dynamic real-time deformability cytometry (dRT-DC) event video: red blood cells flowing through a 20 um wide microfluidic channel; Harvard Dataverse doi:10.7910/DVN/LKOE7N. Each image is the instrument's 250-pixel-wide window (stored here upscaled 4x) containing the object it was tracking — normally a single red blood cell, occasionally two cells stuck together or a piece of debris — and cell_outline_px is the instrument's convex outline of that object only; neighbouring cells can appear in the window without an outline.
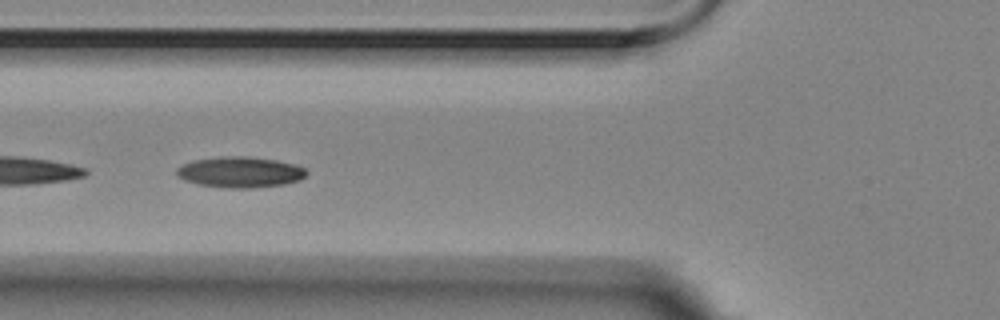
{"species": "Egyptian fruit bat (a non-hibernating species)", "species_latin": "Rousettus aegyptiacus", "temperature_condition": "room temperature", "stored_images_in_passage": 6, "camera_frame_rate_fps": 3000, "um_per_image_px": 0.085, "animal": {"sex": "female"}, "frame": {"image": 1, "passage_image": 5, "time_ms": 1.333, "image_size_px": [1000, 320], "cell_outline_px": [[308, 172], [300, 180], [284, 184], [252, 188], [228, 188], [200, 184], [184, 180], [176, 176], [176, 168], [184, 164], [196, 160], [220, 156], [248, 156], [276, 160], [292, 164], [304, 168]], "centroid_in_image_um": [20.4, 14.63], "position_along_channel_um": 105.4, "area_um2": 23.18}}